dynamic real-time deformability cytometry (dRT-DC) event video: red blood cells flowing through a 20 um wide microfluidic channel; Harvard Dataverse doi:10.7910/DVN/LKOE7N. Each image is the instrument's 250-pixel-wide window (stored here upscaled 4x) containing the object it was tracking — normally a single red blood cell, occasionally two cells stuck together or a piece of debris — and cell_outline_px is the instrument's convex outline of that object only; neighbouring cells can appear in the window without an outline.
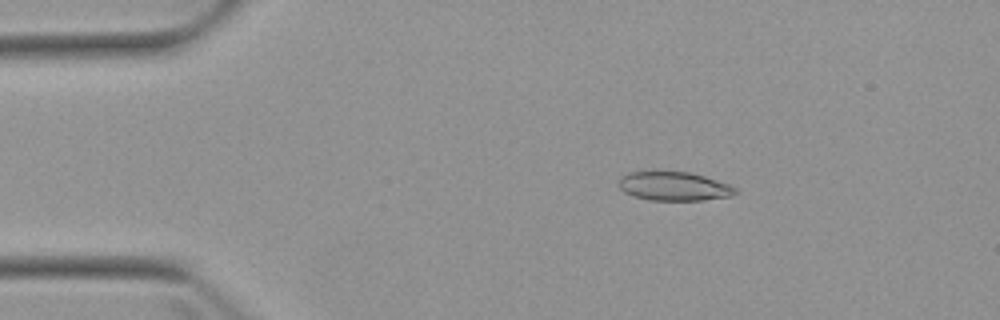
{"species": "Egyptian fruit bat (a non-hibernating species)", "species_latin": "Rousettus aegyptiacus", "temperature_condition": "warm", "stored_images_in_passage": 6, "camera_frame_rate_fps": 3000, "um_per_image_px": 0.085, "animal": {"sex": "female"}, "frame": {"image": 1, "passage_image": 3, "time_ms": 2.333, "image_size_px": [1000, 320], "cell_outline_px": [[740, 192], [728, 196], [704, 200], [648, 200], [624, 192], [620, 188], [620, 176], [628, 172], [656, 168], [688, 172], [704, 176], [728, 184], [736, 188]], "centroid_in_image_um": [57.23, 15.78], "position_along_channel_um": 27.8, "area_um2": 20.23}}
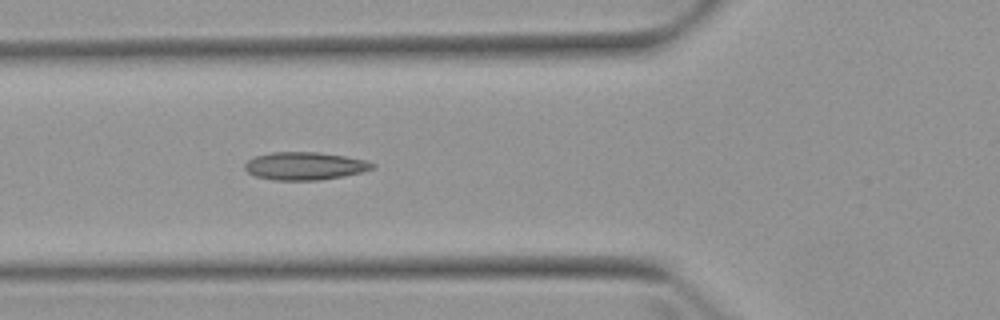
{"frame": {"image": 2, "passage_image": 6, "time_ms": 5.667, "image_size_px": [1000, 320], "cell_outline_px": [[376, 168], [344, 176], [320, 180], [272, 180], [256, 176], [248, 172], [244, 168], [244, 164], [248, 160], [256, 156], [272, 152], [316, 152], [344, 156], [368, 160], [376, 164]], "centroid_in_image_um": [25.93, 14.11], "position_along_channel_um": 99.9, "area_um2": 20.75}}